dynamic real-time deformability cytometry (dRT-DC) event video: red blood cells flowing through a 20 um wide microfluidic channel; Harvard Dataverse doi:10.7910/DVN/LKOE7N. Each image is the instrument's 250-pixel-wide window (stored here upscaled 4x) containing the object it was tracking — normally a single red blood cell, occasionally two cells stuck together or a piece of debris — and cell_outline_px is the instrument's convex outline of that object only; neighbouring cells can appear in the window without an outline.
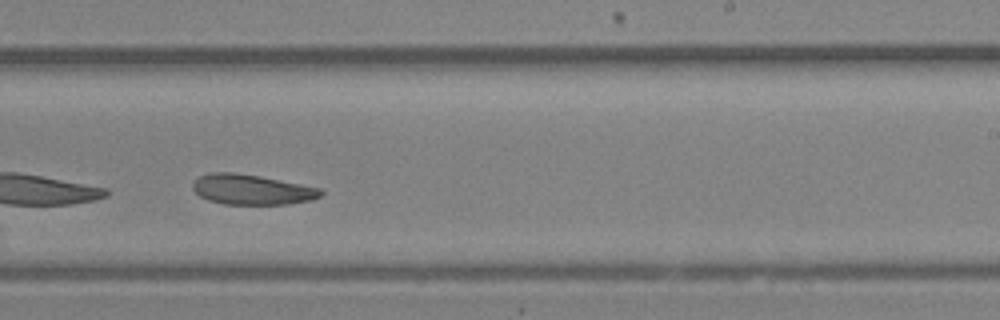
{"species": "Egyptian fruit bat (a non-hibernating species)", "species_latin": "Rousettus aegyptiacus", "temperature_condition": "room temperature", "stored_images_in_passage": 25, "camera_frame_rate_fps": 3000, "um_per_image_px": 0.085, "animal": {"sex": "female"}, "frame": {"image": 1, "passage_image": 15, "time_ms": 4.667, "image_size_px": [1000, 320], "cell_outline_px": [[324, 192], [320, 196], [312, 200], [288, 204], [224, 204], [208, 200], [200, 196], [192, 188], [192, 184], [200, 176], [212, 172], [232, 172], [260, 176], [324, 188]], "centroid_in_image_um": [21.45, 16.11], "position_along_channel_um": 267.6, "area_um2": 22.6}}